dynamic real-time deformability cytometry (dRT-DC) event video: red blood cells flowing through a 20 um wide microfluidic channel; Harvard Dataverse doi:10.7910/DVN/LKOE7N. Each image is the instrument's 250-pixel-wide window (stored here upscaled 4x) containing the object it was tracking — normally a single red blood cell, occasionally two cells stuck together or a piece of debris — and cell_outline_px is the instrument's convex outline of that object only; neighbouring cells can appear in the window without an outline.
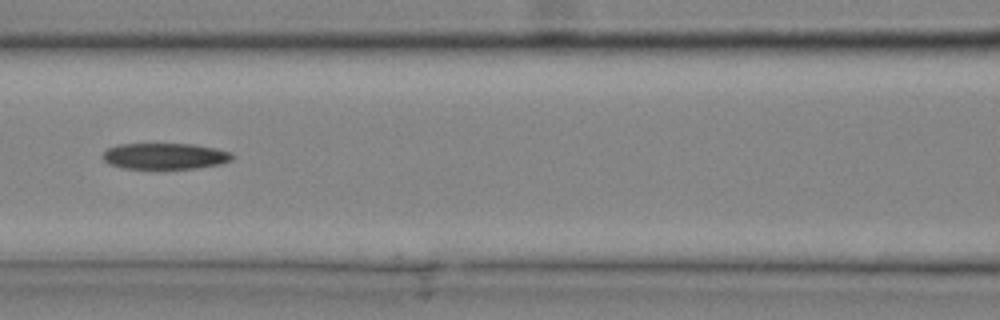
{"species": "common noctule bat (a hibernating species)", "species_latin": "Nyctalus noctula", "temperature_condition": "cold", "stored_images_in_passage": 34, "camera_frame_rate_fps": 3000, "um_per_image_px": 0.085, "animal": {"sex": "male", "body_mass_g": 20.4}, "frame": {"image": 1, "passage_image": 15, "time_ms": 4.667, "image_size_px": [1000, 320], "cell_outline_px": [[232, 160], [220, 164], [196, 168], [120, 168], [108, 164], [104, 160], [104, 152], [108, 148], [120, 144], [196, 144], [216, 148], [232, 152]], "centroid_in_image_um": [14.04, 13.26], "position_along_channel_um": 152.6, "area_um2": 19.65}}